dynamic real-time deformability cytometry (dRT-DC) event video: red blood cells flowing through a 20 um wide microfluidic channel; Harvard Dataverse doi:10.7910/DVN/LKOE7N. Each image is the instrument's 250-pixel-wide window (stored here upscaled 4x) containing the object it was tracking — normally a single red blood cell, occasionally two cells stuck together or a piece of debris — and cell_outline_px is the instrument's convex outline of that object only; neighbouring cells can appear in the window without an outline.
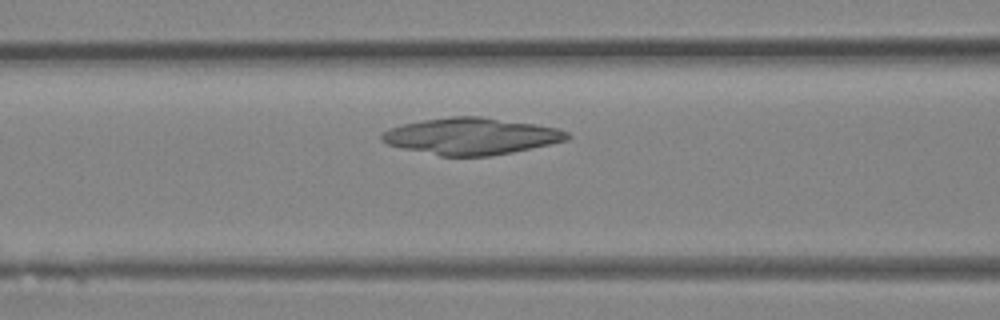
{"species": "Egyptian fruit bat (a non-hibernating species)", "species_latin": "Rousettus aegyptiacus", "temperature_condition": "room temperature", "stored_images_in_passage": 33, "camera_frame_rate_fps": 3000, "um_per_image_px": 0.085, "animal": {"sex": "female"}, "frame": {"image": 1, "passage_image": 11, "time_ms": 3.333, "image_size_px": [1000, 320], "cell_outline_px": [[572, 136], [568, 140], [512, 152], [492, 156], [440, 156], [404, 148], [388, 144], [380, 140], [380, 136], [388, 128], [404, 124], [424, 120], [452, 116], [480, 116], [536, 124], [556, 128], [568, 132]], "centroid_in_image_um": [40.07, 11.57], "position_along_channel_um": 126.5, "area_um2": 39.48}}
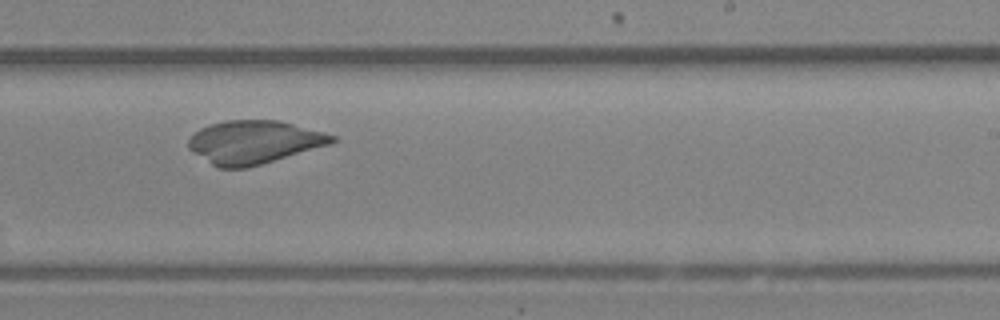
{"frame": {"image": 2, "passage_image": 19, "time_ms": 6.0, "image_size_px": [1000, 320], "cell_outline_px": [[336, 140], [332, 144], [248, 168], [216, 168], [188, 148], [188, 140], [200, 128], [224, 120], [280, 120], [336, 136]], "centroid_in_image_um": [21.59, 12.09], "position_along_channel_um": 267.4, "area_um2": 36.13}}
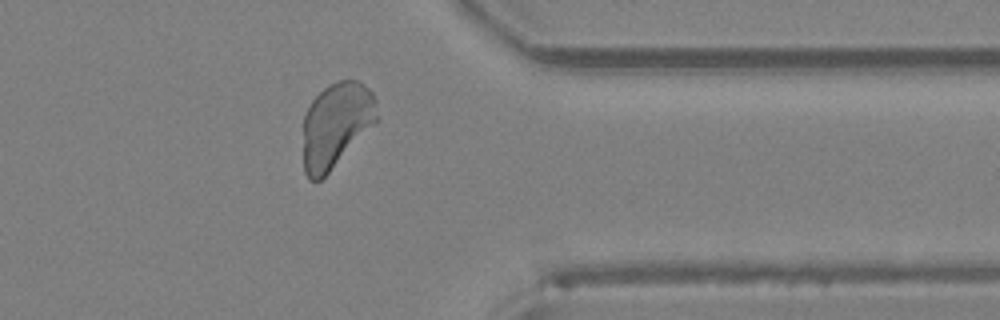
{"frame": {"image": 3, "passage_image": 26, "time_ms": 8.333, "image_size_px": [1000, 320], "cell_outline_px": [[380, 120], [320, 180], [308, 180], [304, 172], [304, 116], [312, 100], [328, 84], [336, 80], [360, 80], [372, 92], [376, 100]], "centroid_in_image_um": [28.61, 10.59], "position_along_channel_um": 382.8, "area_um2": 36.82}}